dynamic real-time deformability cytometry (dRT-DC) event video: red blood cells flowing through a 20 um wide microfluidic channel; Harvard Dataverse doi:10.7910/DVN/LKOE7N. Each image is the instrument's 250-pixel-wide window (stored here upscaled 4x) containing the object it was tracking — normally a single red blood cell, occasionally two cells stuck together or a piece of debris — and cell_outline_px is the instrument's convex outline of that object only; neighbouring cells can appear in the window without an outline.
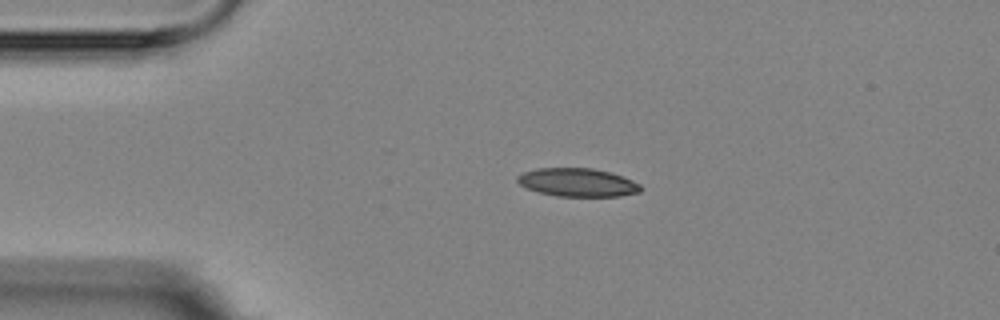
{"species": "Egyptian fruit bat (a non-hibernating species)", "species_latin": "Rousettus aegyptiacus", "temperature_condition": "room temperature", "stored_images_in_passage": 4, "camera_frame_rate_fps": 3000, "um_per_image_px": 0.085, "animal": {"sex": "female"}, "frame": {"image": 1, "passage_image": 1, "time_ms": 0.0, "image_size_px": [1000, 320], "cell_outline_px": [[644, 188], [640, 192], [620, 196], [556, 196], [540, 192], [528, 188], [520, 184], [516, 180], [516, 176], [524, 172], [536, 168], [592, 168], [608, 172], [632, 180], [640, 184]], "centroid_in_image_um": [49.1, 15.51], "position_along_channel_um": 35.9, "area_um2": 20.23}}
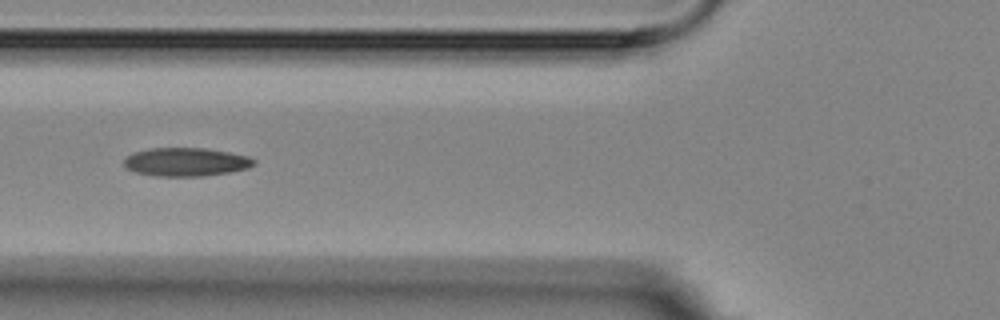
{"frame": {"image": 2, "passage_image": 3, "time_ms": 3.0, "image_size_px": [1000, 320], "cell_outline_px": [[256, 164], [248, 168], [228, 172], [204, 176], [156, 176], [136, 172], [128, 168], [124, 164], [124, 156], [132, 152], [148, 148], [208, 148], [248, 156], [256, 160]], "centroid_in_image_um": [15.8, 13.75], "position_along_channel_um": 110.0, "area_um2": 21.68}}
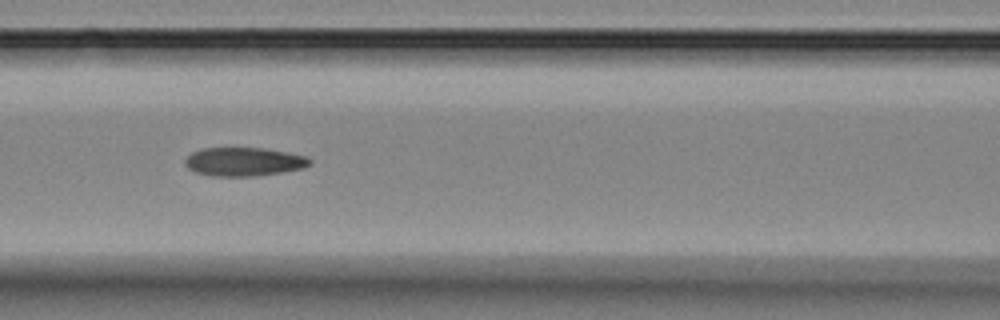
{"frame": {"image": 3, "passage_image": 4, "time_ms": 4.0, "image_size_px": [1000, 320], "cell_outline_px": [[312, 164], [304, 168], [256, 176], [212, 176], [196, 172], [188, 168], [184, 164], [184, 160], [192, 152], [204, 148], [264, 148], [288, 152], [308, 156], [312, 160]], "centroid_in_image_um": [20.76, 13.74], "position_along_channel_um": 145.8, "area_um2": 20.92}}